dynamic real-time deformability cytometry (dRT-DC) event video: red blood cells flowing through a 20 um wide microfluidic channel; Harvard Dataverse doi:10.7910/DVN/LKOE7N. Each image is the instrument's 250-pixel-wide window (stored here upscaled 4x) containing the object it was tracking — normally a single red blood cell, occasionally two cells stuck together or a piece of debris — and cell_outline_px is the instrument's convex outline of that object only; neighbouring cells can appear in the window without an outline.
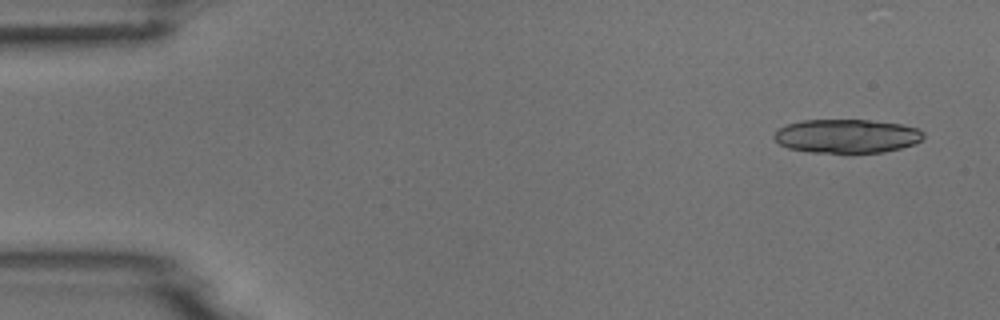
{"species": "common noctule bat (a hibernating species)", "species_latin": "Nyctalus noctula", "temperature_condition": "room temperature", "stored_images_in_passage": 5, "camera_frame_rate_fps": 3000, "um_per_image_px": 0.085, "animal": {"sex": "male", "body_mass_g": 18.8}, "frame": {"image": 1, "passage_image": 1, "time_ms": 0.0, "image_size_px": [1000, 320], "cell_outline_px": [[924, 136], [916, 144], [884, 152], [808, 152], [788, 148], [780, 144], [772, 136], [780, 128], [788, 124], [800, 120], [868, 120], [900, 124], [920, 128], [924, 132]], "centroid_in_image_um": [72.0, 11.56], "position_along_channel_um": 13.0, "area_um2": 29.36}}
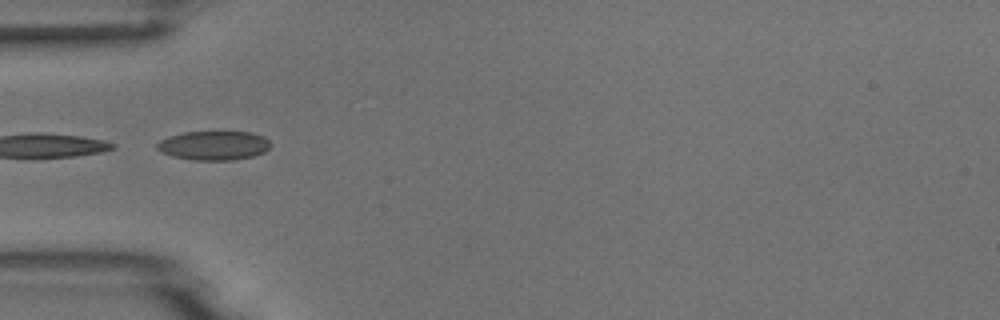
{"frame": {"image": 2, "passage_image": 5, "time_ms": 4.667, "image_size_px": [1000, 320], "cell_outline_px": [[272, 144], [264, 152], [252, 156], [232, 160], [196, 160], [172, 156], [156, 148], [156, 144], [160, 140], [168, 136], [184, 132], [252, 132], [264, 136]], "centroid_in_image_um": [18.19, 12.36], "position_along_channel_um": 66.8, "area_um2": 19.19}}